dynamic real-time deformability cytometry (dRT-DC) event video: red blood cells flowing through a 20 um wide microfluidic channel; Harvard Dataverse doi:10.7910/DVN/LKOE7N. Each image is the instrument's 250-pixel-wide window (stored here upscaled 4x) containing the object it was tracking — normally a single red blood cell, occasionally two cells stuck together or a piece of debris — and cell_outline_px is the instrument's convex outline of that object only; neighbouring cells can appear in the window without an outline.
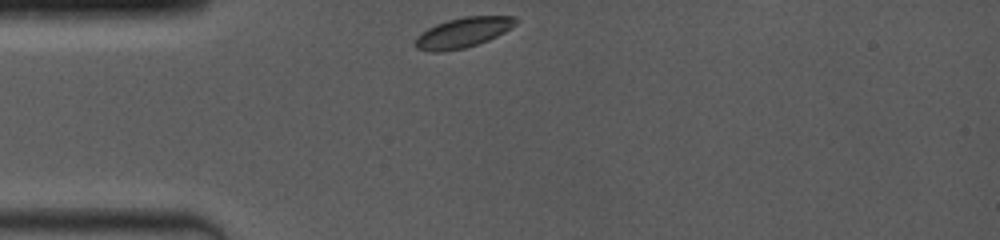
{"species": "common noctule bat (a hibernating species)", "species_latin": "Nyctalus noctula", "temperature_condition": "room temperature", "stored_images_in_passage": 13, "camera_frame_rate_fps": 4000, "um_per_image_px": 0.085, "animal": {"sex": "female", "body_mass_g": 19.0, "forearm_length_mm": 53.3}, "frame": {"image": 1, "passage_image": 1, "time_ms": 0.0, "image_size_px": [1000, 240], "cell_outline_px": [[516, 24], [512, 28], [488, 40], [464, 48], [440, 52], [432, 52], [416, 48], [412, 44], [416, 36], [428, 28], [436, 24], [448, 20], [464, 16], [516, 16]], "centroid_in_image_um": [39.32, 2.77], "position_along_channel_um": 45.7, "area_um2": 17.63}}
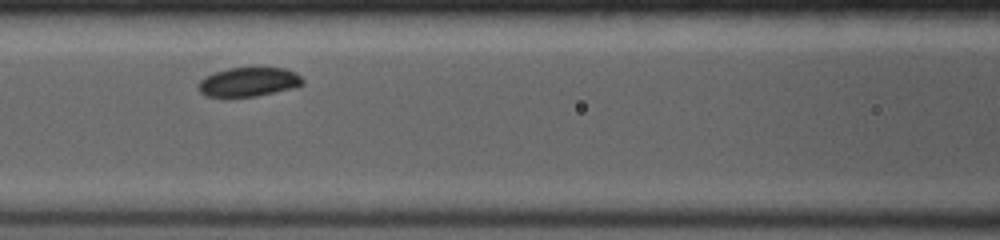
{"frame": {"image": 2, "passage_image": 6, "time_ms": 3.0, "image_size_px": [1000, 240], "cell_outline_px": [[304, 84], [296, 88], [256, 96], [224, 100], [204, 96], [196, 88], [196, 84], [200, 80], [216, 72], [228, 68], [288, 68], [296, 72], [304, 80]], "centroid_in_image_um": [21.1, 7.02], "position_along_channel_um": 145.5, "area_um2": 18.55}}
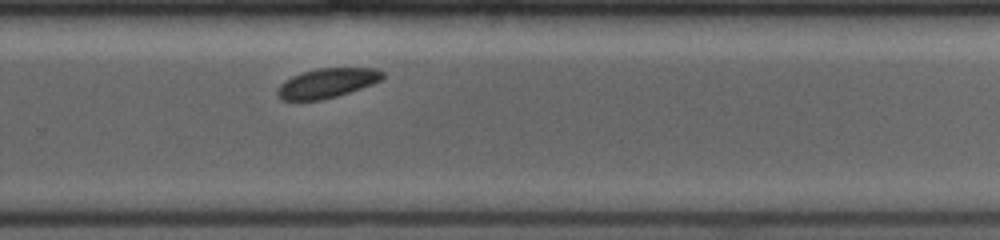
{"frame": {"image": 3, "passage_image": 13, "time_ms": 7.0, "image_size_px": [1000, 240], "cell_outline_px": [[384, 76], [380, 80], [372, 84], [336, 96], [320, 100], [284, 100], [276, 92], [280, 84], [284, 80], [300, 72], [316, 68], [376, 68], [384, 72]], "centroid_in_image_um": [27.79, 7.04], "position_along_channel_um": 302.0, "area_um2": 17.98}}